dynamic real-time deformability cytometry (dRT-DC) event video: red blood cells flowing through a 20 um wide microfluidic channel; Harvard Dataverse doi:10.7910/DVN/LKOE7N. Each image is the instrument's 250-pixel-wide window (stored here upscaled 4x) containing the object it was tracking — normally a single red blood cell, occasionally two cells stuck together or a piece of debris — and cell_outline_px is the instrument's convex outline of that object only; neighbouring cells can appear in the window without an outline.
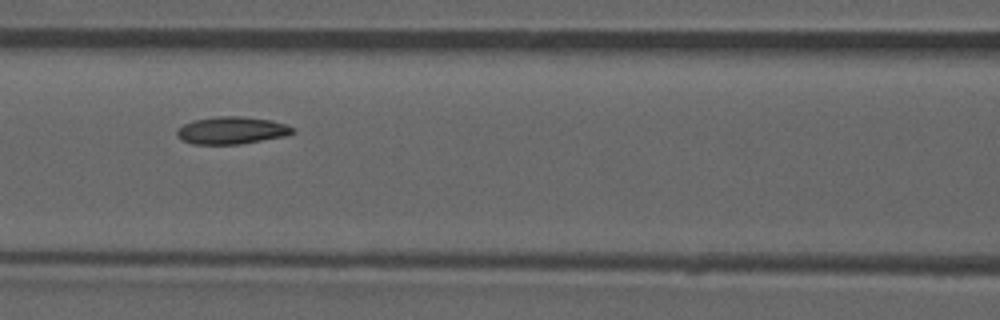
{"species": "common noctule bat (a hibernating species)", "species_latin": "Nyctalus noctula", "temperature_condition": "room temperature", "stored_images_in_passage": 42, "camera_frame_rate_fps": 3000, "um_per_image_px": 0.085, "animal": {"sex": "male", "forearm_length_mm": 52.5}, "frame": {"image": 1, "passage_image": 13, "time_ms": 4.0, "image_size_px": [1000, 320], "cell_outline_px": [[296, 132], [288, 136], [240, 144], [192, 144], [180, 140], [176, 136], [176, 132], [184, 124], [192, 120], [216, 116], [240, 116], [272, 120], [296, 128]], "centroid_in_image_um": [19.72, 11.09], "position_along_channel_um": 146.9, "area_um2": 18.73}, "authors_computed_cell_mechanics": {"area_um2": 17.8313, "velocity_mm_per_s": 3.9214, "shape_relaxation_time_tau1_ms": null, "shape_relaxation_time_tau2_ms": 8.9357, "deformation_change_tau1": null, "deformation_change_tau2": 0.1502}}